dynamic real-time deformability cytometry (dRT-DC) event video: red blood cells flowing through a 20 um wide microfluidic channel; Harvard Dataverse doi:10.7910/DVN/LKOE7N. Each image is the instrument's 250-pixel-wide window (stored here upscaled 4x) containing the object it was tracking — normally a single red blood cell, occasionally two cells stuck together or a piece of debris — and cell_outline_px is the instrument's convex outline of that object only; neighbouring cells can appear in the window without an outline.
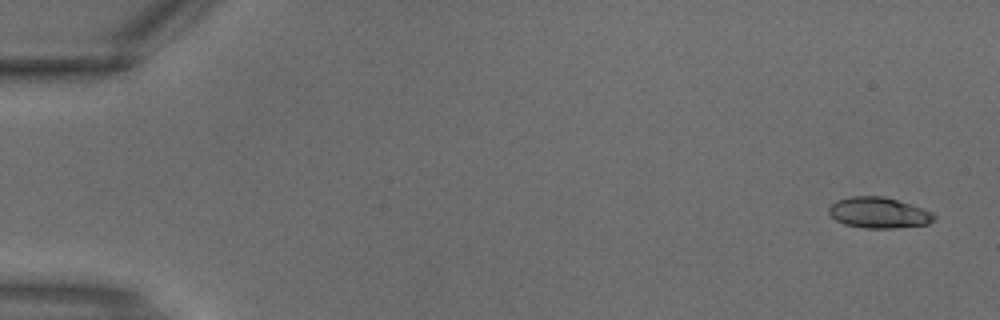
{"species": "common noctule bat (a hibernating species)", "species_latin": "Nyctalus noctula", "temperature_condition": "warm", "stored_images_in_passage": 2, "segment_of_instrument_passage": [2, 2], "camera_frame_rate_fps": 3000, "um_per_image_px": 0.085, "animal": {"sex": "male", "body_mass_g": 18.8}, "frame": {"image": 1, "passage_image": 2, "time_ms": 0.333, "image_size_px": [1000, 320], "cell_outline_px": [[936, 220], [928, 224], [896, 228], [864, 228], [844, 224], [836, 220], [828, 212], [828, 208], [836, 200], [852, 196], [884, 196], [932, 212], [936, 216]], "centroid_in_image_um": [74.68, 18.09], "position_along_channel_um": 10.3, "area_um2": 18.84}}